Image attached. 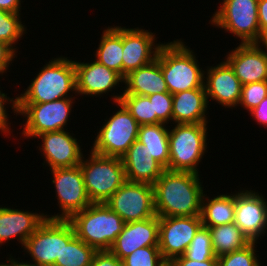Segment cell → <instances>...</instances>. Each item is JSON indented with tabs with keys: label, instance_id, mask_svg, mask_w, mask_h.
I'll use <instances>...</instances> for the list:
<instances>
[{
	"label": "cell",
	"instance_id": "1",
	"mask_svg": "<svg viewBox=\"0 0 267 266\" xmlns=\"http://www.w3.org/2000/svg\"><path fill=\"white\" fill-rule=\"evenodd\" d=\"M199 174L165 170L153 184L158 217L200 216L203 187Z\"/></svg>",
	"mask_w": 267,
	"mask_h": 266
},
{
	"label": "cell",
	"instance_id": "2",
	"mask_svg": "<svg viewBox=\"0 0 267 266\" xmlns=\"http://www.w3.org/2000/svg\"><path fill=\"white\" fill-rule=\"evenodd\" d=\"M68 221L75 235L96 251L110 250L125 224L105 203H92Z\"/></svg>",
	"mask_w": 267,
	"mask_h": 266
},
{
	"label": "cell",
	"instance_id": "3",
	"mask_svg": "<svg viewBox=\"0 0 267 266\" xmlns=\"http://www.w3.org/2000/svg\"><path fill=\"white\" fill-rule=\"evenodd\" d=\"M194 52L181 40L162 44L159 50V64L169 92L205 88L204 70H201Z\"/></svg>",
	"mask_w": 267,
	"mask_h": 266
},
{
	"label": "cell",
	"instance_id": "4",
	"mask_svg": "<svg viewBox=\"0 0 267 266\" xmlns=\"http://www.w3.org/2000/svg\"><path fill=\"white\" fill-rule=\"evenodd\" d=\"M76 93V69L74 61L64 57L47 63L32 80L25 93L18 96V103H46L69 98Z\"/></svg>",
	"mask_w": 267,
	"mask_h": 266
},
{
	"label": "cell",
	"instance_id": "5",
	"mask_svg": "<svg viewBox=\"0 0 267 266\" xmlns=\"http://www.w3.org/2000/svg\"><path fill=\"white\" fill-rule=\"evenodd\" d=\"M90 158L80 162L85 189L92 203H105L126 182L122 158L90 152Z\"/></svg>",
	"mask_w": 267,
	"mask_h": 266
},
{
	"label": "cell",
	"instance_id": "6",
	"mask_svg": "<svg viewBox=\"0 0 267 266\" xmlns=\"http://www.w3.org/2000/svg\"><path fill=\"white\" fill-rule=\"evenodd\" d=\"M207 123L176 124L169 131V164L166 170L198 174L206 151Z\"/></svg>",
	"mask_w": 267,
	"mask_h": 266
},
{
	"label": "cell",
	"instance_id": "7",
	"mask_svg": "<svg viewBox=\"0 0 267 266\" xmlns=\"http://www.w3.org/2000/svg\"><path fill=\"white\" fill-rule=\"evenodd\" d=\"M211 23L241 39V44L261 43L258 0H223Z\"/></svg>",
	"mask_w": 267,
	"mask_h": 266
},
{
	"label": "cell",
	"instance_id": "8",
	"mask_svg": "<svg viewBox=\"0 0 267 266\" xmlns=\"http://www.w3.org/2000/svg\"><path fill=\"white\" fill-rule=\"evenodd\" d=\"M119 110L109 118L97 133L91 151L108 157L122 158L137 140L139 123L126 107L118 102Z\"/></svg>",
	"mask_w": 267,
	"mask_h": 266
},
{
	"label": "cell",
	"instance_id": "9",
	"mask_svg": "<svg viewBox=\"0 0 267 266\" xmlns=\"http://www.w3.org/2000/svg\"><path fill=\"white\" fill-rule=\"evenodd\" d=\"M105 204L125 223L157 216L153 185L127 181L117 189Z\"/></svg>",
	"mask_w": 267,
	"mask_h": 266
},
{
	"label": "cell",
	"instance_id": "10",
	"mask_svg": "<svg viewBox=\"0 0 267 266\" xmlns=\"http://www.w3.org/2000/svg\"><path fill=\"white\" fill-rule=\"evenodd\" d=\"M72 103L71 97L46 103H18V114L26 117L22 134L36 138L44 132L64 130Z\"/></svg>",
	"mask_w": 267,
	"mask_h": 266
},
{
	"label": "cell",
	"instance_id": "11",
	"mask_svg": "<svg viewBox=\"0 0 267 266\" xmlns=\"http://www.w3.org/2000/svg\"><path fill=\"white\" fill-rule=\"evenodd\" d=\"M61 214L49 217L51 220H69L74 214L92 204L85 189L83 173L79 165L51 169Z\"/></svg>",
	"mask_w": 267,
	"mask_h": 266
},
{
	"label": "cell",
	"instance_id": "12",
	"mask_svg": "<svg viewBox=\"0 0 267 266\" xmlns=\"http://www.w3.org/2000/svg\"><path fill=\"white\" fill-rule=\"evenodd\" d=\"M202 226L200 216L159 217L158 246L164 260L184 255Z\"/></svg>",
	"mask_w": 267,
	"mask_h": 266
},
{
	"label": "cell",
	"instance_id": "13",
	"mask_svg": "<svg viewBox=\"0 0 267 266\" xmlns=\"http://www.w3.org/2000/svg\"><path fill=\"white\" fill-rule=\"evenodd\" d=\"M253 192L246 190L235 194L234 223L251 242H256L267 229V201Z\"/></svg>",
	"mask_w": 267,
	"mask_h": 266
},
{
	"label": "cell",
	"instance_id": "14",
	"mask_svg": "<svg viewBox=\"0 0 267 266\" xmlns=\"http://www.w3.org/2000/svg\"><path fill=\"white\" fill-rule=\"evenodd\" d=\"M36 265L54 266L62 252V220L45 219L24 247Z\"/></svg>",
	"mask_w": 267,
	"mask_h": 266
},
{
	"label": "cell",
	"instance_id": "15",
	"mask_svg": "<svg viewBox=\"0 0 267 266\" xmlns=\"http://www.w3.org/2000/svg\"><path fill=\"white\" fill-rule=\"evenodd\" d=\"M154 36L152 32L141 28L126 29L123 27V78L130 72L151 63L157 58L162 44H156L155 46Z\"/></svg>",
	"mask_w": 267,
	"mask_h": 266
},
{
	"label": "cell",
	"instance_id": "16",
	"mask_svg": "<svg viewBox=\"0 0 267 266\" xmlns=\"http://www.w3.org/2000/svg\"><path fill=\"white\" fill-rule=\"evenodd\" d=\"M226 57L242 85L267 81V52L260 43H240Z\"/></svg>",
	"mask_w": 267,
	"mask_h": 266
},
{
	"label": "cell",
	"instance_id": "17",
	"mask_svg": "<svg viewBox=\"0 0 267 266\" xmlns=\"http://www.w3.org/2000/svg\"><path fill=\"white\" fill-rule=\"evenodd\" d=\"M159 217L125 223L110 251L121 261L141 247L158 246Z\"/></svg>",
	"mask_w": 267,
	"mask_h": 266
},
{
	"label": "cell",
	"instance_id": "18",
	"mask_svg": "<svg viewBox=\"0 0 267 266\" xmlns=\"http://www.w3.org/2000/svg\"><path fill=\"white\" fill-rule=\"evenodd\" d=\"M40 137L43 144L41 151L46 164L51 169L74 167L80 164L83 158L79 142L65 130L44 132Z\"/></svg>",
	"mask_w": 267,
	"mask_h": 266
},
{
	"label": "cell",
	"instance_id": "19",
	"mask_svg": "<svg viewBox=\"0 0 267 266\" xmlns=\"http://www.w3.org/2000/svg\"><path fill=\"white\" fill-rule=\"evenodd\" d=\"M206 76L204 87L207 101L210 97V99L216 100L225 108L235 107L239 104L242 84L226 60L214 67L211 66L207 70Z\"/></svg>",
	"mask_w": 267,
	"mask_h": 266
},
{
	"label": "cell",
	"instance_id": "20",
	"mask_svg": "<svg viewBox=\"0 0 267 266\" xmlns=\"http://www.w3.org/2000/svg\"><path fill=\"white\" fill-rule=\"evenodd\" d=\"M76 69V92L84 95H101L124 82L117 72L102 65L98 61L84 63L74 61Z\"/></svg>",
	"mask_w": 267,
	"mask_h": 266
},
{
	"label": "cell",
	"instance_id": "21",
	"mask_svg": "<svg viewBox=\"0 0 267 266\" xmlns=\"http://www.w3.org/2000/svg\"><path fill=\"white\" fill-rule=\"evenodd\" d=\"M122 161L126 180L131 182L153 185L166 170L138 140L129 147Z\"/></svg>",
	"mask_w": 267,
	"mask_h": 266
},
{
	"label": "cell",
	"instance_id": "22",
	"mask_svg": "<svg viewBox=\"0 0 267 266\" xmlns=\"http://www.w3.org/2000/svg\"><path fill=\"white\" fill-rule=\"evenodd\" d=\"M46 215L0 207V244L18 237L24 246L26 240L45 221Z\"/></svg>",
	"mask_w": 267,
	"mask_h": 266
},
{
	"label": "cell",
	"instance_id": "23",
	"mask_svg": "<svg viewBox=\"0 0 267 266\" xmlns=\"http://www.w3.org/2000/svg\"><path fill=\"white\" fill-rule=\"evenodd\" d=\"M172 121L183 123H207L208 108L205 88H196L172 95Z\"/></svg>",
	"mask_w": 267,
	"mask_h": 266
},
{
	"label": "cell",
	"instance_id": "24",
	"mask_svg": "<svg viewBox=\"0 0 267 266\" xmlns=\"http://www.w3.org/2000/svg\"><path fill=\"white\" fill-rule=\"evenodd\" d=\"M124 83L125 94L149 96L169 92L159 64V52L154 61L126 75Z\"/></svg>",
	"mask_w": 267,
	"mask_h": 266
},
{
	"label": "cell",
	"instance_id": "25",
	"mask_svg": "<svg viewBox=\"0 0 267 266\" xmlns=\"http://www.w3.org/2000/svg\"><path fill=\"white\" fill-rule=\"evenodd\" d=\"M95 252L75 235L68 220H62V252L54 266H90Z\"/></svg>",
	"mask_w": 267,
	"mask_h": 266
},
{
	"label": "cell",
	"instance_id": "26",
	"mask_svg": "<svg viewBox=\"0 0 267 266\" xmlns=\"http://www.w3.org/2000/svg\"><path fill=\"white\" fill-rule=\"evenodd\" d=\"M163 123L140 125L137 140L165 169L169 164V129Z\"/></svg>",
	"mask_w": 267,
	"mask_h": 266
},
{
	"label": "cell",
	"instance_id": "27",
	"mask_svg": "<svg viewBox=\"0 0 267 266\" xmlns=\"http://www.w3.org/2000/svg\"><path fill=\"white\" fill-rule=\"evenodd\" d=\"M98 46L95 60L122 76L123 27L105 29Z\"/></svg>",
	"mask_w": 267,
	"mask_h": 266
},
{
	"label": "cell",
	"instance_id": "28",
	"mask_svg": "<svg viewBox=\"0 0 267 266\" xmlns=\"http://www.w3.org/2000/svg\"><path fill=\"white\" fill-rule=\"evenodd\" d=\"M231 195L222 194L210 200L208 197H205L204 200L203 196L200 217L204 227H215L234 222L235 195Z\"/></svg>",
	"mask_w": 267,
	"mask_h": 266
},
{
	"label": "cell",
	"instance_id": "29",
	"mask_svg": "<svg viewBox=\"0 0 267 266\" xmlns=\"http://www.w3.org/2000/svg\"><path fill=\"white\" fill-rule=\"evenodd\" d=\"M207 228L211 233L212 248L217 258L241 250L251 243L234 222Z\"/></svg>",
	"mask_w": 267,
	"mask_h": 266
},
{
	"label": "cell",
	"instance_id": "30",
	"mask_svg": "<svg viewBox=\"0 0 267 266\" xmlns=\"http://www.w3.org/2000/svg\"><path fill=\"white\" fill-rule=\"evenodd\" d=\"M115 103H122L139 125L157 124V115H153V94L141 96L125 94L112 96Z\"/></svg>",
	"mask_w": 267,
	"mask_h": 266
},
{
	"label": "cell",
	"instance_id": "31",
	"mask_svg": "<svg viewBox=\"0 0 267 266\" xmlns=\"http://www.w3.org/2000/svg\"><path fill=\"white\" fill-rule=\"evenodd\" d=\"M184 256L190 260L201 262L212 259L215 256L212 248L211 233L207 227L202 226L198 230Z\"/></svg>",
	"mask_w": 267,
	"mask_h": 266
},
{
	"label": "cell",
	"instance_id": "32",
	"mask_svg": "<svg viewBox=\"0 0 267 266\" xmlns=\"http://www.w3.org/2000/svg\"><path fill=\"white\" fill-rule=\"evenodd\" d=\"M20 13H11L0 9V41L10 45L15 51L13 44L20 39L26 31L19 17Z\"/></svg>",
	"mask_w": 267,
	"mask_h": 266
},
{
	"label": "cell",
	"instance_id": "33",
	"mask_svg": "<svg viewBox=\"0 0 267 266\" xmlns=\"http://www.w3.org/2000/svg\"><path fill=\"white\" fill-rule=\"evenodd\" d=\"M159 246L141 247L122 260V266H165Z\"/></svg>",
	"mask_w": 267,
	"mask_h": 266
},
{
	"label": "cell",
	"instance_id": "34",
	"mask_svg": "<svg viewBox=\"0 0 267 266\" xmlns=\"http://www.w3.org/2000/svg\"><path fill=\"white\" fill-rule=\"evenodd\" d=\"M255 243L218 257L217 266H261L255 254Z\"/></svg>",
	"mask_w": 267,
	"mask_h": 266
},
{
	"label": "cell",
	"instance_id": "35",
	"mask_svg": "<svg viewBox=\"0 0 267 266\" xmlns=\"http://www.w3.org/2000/svg\"><path fill=\"white\" fill-rule=\"evenodd\" d=\"M267 97V81L253 82L242 85L239 105L248 111L256 108Z\"/></svg>",
	"mask_w": 267,
	"mask_h": 266
},
{
	"label": "cell",
	"instance_id": "36",
	"mask_svg": "<svg viewBox=\"0 0 267 266\" xmlns=\"http://www.w3.org/2000/svg\"><path fill=\"white\" fill-rule=\"evenodd\" d=\"M173 99L170 92L153 94V115H157V124L172 121Z\"/></svg>",
	"mask_w": 267,
	"mask_h": 266
},
{
	"label": "cell",
	"instance_id": "37",
	"mask_svg": "<svg viewBox=\"0 0 267 266\" xmlns=\"http://www.w3.org/2000/svg\"><path fill=\"white\" fill-rule=\"evenodd\" d=\"M90 266H122V261L110 250L96 251Z\"/></svg>",
	"mask_w": 267,
	"mask_h": 266
},
{
	"label": "cell",
	"instance_id": "38",
	"mask_svg": "<svg viewBox=\"0 0 267 266\" xmlns=\"http://www.w3.org/2000/svg\"><path fill=\"white\" fill-rule=\"evenodd\" d=\"M6 101L12 102V108L14 109V113H18V97H16L14 100L13 98L10 100L9 97L7 98V95L5 93H2L0 90V130L3 133H9L8 131L10 128L8 127V117H7V111L5 108Z\"/></svg>",
	"mask_w": 267,
	"mask_h": 266
},
{
	"label": "cell",
	"instance_id": "39",
	"mask_svg": "<svg viewBox=\"0 0 267 266\" xmlns=\"http://www.w3.org/2000/svg\"><path fill=\"white\" fill-rule=\"evenodd\" d=\"M169 264L170 266H217V257L201 262L190 260L182 255L172 259Z\"/></svg>",
	"mask_w": 267,
	"mask_h": 266
},
{
	"label": "cell",
	"instance_id": "40",
	"mask_svg": "<svg viewBox=\"0 0 267 266\" xmlns=\"http://www.w3.org/2000/svg\"><path fill=\"white\" fill-rule=\"evenodd\" d=\"M15 50L5 42L0 41V74L4 73L14 59Z\"/></svg>",
	"mask_w": 267,
	"mask_h": 266
},
{
	"label": "cell",
	"instance_id": "41",
	"mask_svg": "<svg viewBox=\"0 0 267 266\" xmlns=\"http://www.w3.org/2000/svg\"><path fill=\"white\" fill-rule=\"evenodd\" d=\"M250 114L258 121L259 125H264L267 128V97L256 108L251 110Z\"/></svg>",
	"mask_w": 267,
	"mask_h": 266
},
{
	"label": "cell",
	"instance_id": "42",
	"mask_svg": "<svg viewBox=\"0 0 267 266\" xmlns=\"http://www.w3.org/2000/svg\"><path fill=\"white\" fill-rule=\"evenodd\" d=\"M258 23L263 37L267 34V0H258Z\"/></svg>",
	"mask_w": 267,
	"mask_h": 266
},
{
	"label": "cell",
	"instance_id": "43",
	"mask_svg": "<svg viewBox=\"0 0 267 266\" xmlns=\"http://www.w3.org/2000/svg\"><path fill=\"white\" fill-rule=\"evenodd\" d=\"M20 4V0H0V9L11 13H19Z\"/></svg>",
	"mask_w": 267,
	"mask_h": 266
},
{
	"label": "cell",
	"instance_id": "44",
	"mask_svg": "<svg viewBox=\"0 0 267 266\" xmlns=\"http://www.w3.org/2000/svg\"><path fill=\"white\" fill-rule=\"evenodd\" d=\"M11 266H38V265H36L35 263L33 264H31V263H24V262H17V261H15V259H12L11 258Z\"/></svg>",
	"mask_w": 267,
	"mask_h": 266
},
{
	"label": "cell",
	"instance_id": "45",
	"mask_svg": "<svg viewBox=\"0 0 267 266\" xmlns=\"http://www.w3.org/2000/svg\"><path fill=\"white\" fill-rule=\"evenodd\" d=\"M261 42H262V44L264 45V47L267 49V34H265V35L262 37Z\"/></svg>",
	"mask_w": 267,
	"mask_h": 266
},
{
	"label": "cell",
	"instance_id": "46",
	"mask_svg": "<svg viewBox=\"0 0 267 266\" xmlns=\"http://www.w3.org/2000/svg\"><path fill=\"white\" fill-rule=\"evenodd\" d=\"M7 261L10 262V263L9 264L2 263V264H0V266H11V258L9 260H7Z\"/></svg>",
	"mask_w": 267,
	"mask_h": 266
}]
</instances>
